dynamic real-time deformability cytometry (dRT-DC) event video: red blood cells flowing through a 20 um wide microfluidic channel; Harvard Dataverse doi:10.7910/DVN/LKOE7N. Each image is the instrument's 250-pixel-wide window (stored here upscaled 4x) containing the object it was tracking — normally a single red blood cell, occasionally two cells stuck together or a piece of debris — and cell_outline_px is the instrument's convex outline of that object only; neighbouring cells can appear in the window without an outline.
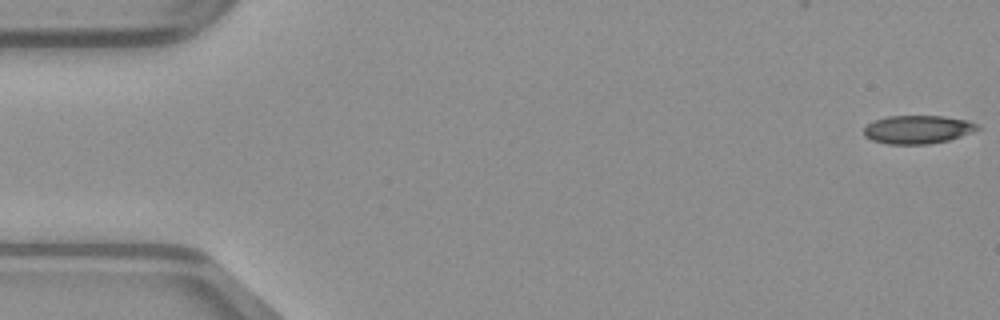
{"species": "common noctule bat (a hibernating species)", "species_latin": "Nyctalus noctula", "temperature_condition": "warm", "stored_images_in_passage": 12, "camera_frame_rate_fps": 3000, "um_per_image_px": 0.085, "animal": {"sex": "male", "body_mass_g": 23.1, "forearm_length_mm": 52.7}, "frame": {"image": 1, "passage_image": 1, "time_ms": 0.0, "image_size_px": [1000, 320], "cell_outline_px": [[980, 128], [972, 132], [948, 140], [928, 144], [888, 144], [872, 140], [864, 136], [864, 128], [868, 124], [876, 120], [888, 116], [944, 116], [968, 120], [980, 124]], "centroid_in_image_um": [78.03, 11.0], "position_along_channel_um": 7.0, "area_um2": 18.73}}